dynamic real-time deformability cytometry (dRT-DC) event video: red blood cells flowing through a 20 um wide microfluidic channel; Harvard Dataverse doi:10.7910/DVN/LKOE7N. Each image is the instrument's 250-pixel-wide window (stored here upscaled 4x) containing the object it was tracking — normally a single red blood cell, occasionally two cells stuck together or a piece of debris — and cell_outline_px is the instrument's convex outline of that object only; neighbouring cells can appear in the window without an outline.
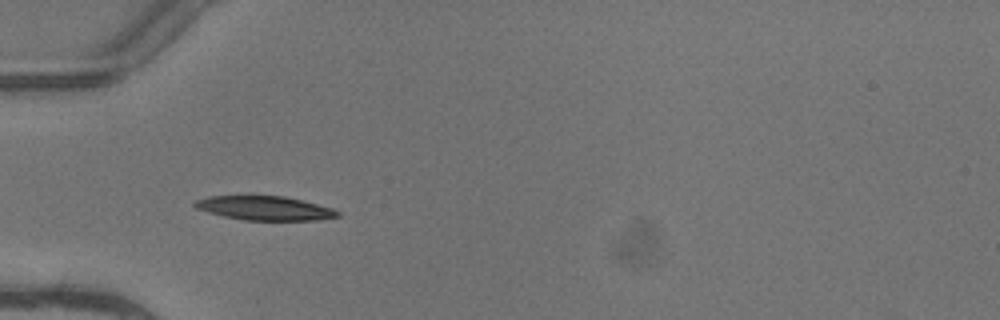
{"species": "common noctule bat (a hibernating species)", "species_latin": "Nyctalus noctula", "temperature_condition": "warm", "stored_images_in_passage": 4, "camera_frame_rate_fps": 3000, "um_per_image_px": 0.085, "animal": {"sex": "female"}, "frame": {"image": 1, "passage_image": 3, "time_ms": 0.667, "image_size_px": [1000, 320], "cell_outline_px": [[340, 216], [316, 220], [244, 220], [224, 216], [208, 212], [196, 208], [192, 204], [196, 200], [208, 196], [284, 196], [332, 208], [340, 212]], "centroid_in_image_um": [22.48, 17.69], "position_along_channel_um": 62.5, "area_um2": 19.83}}
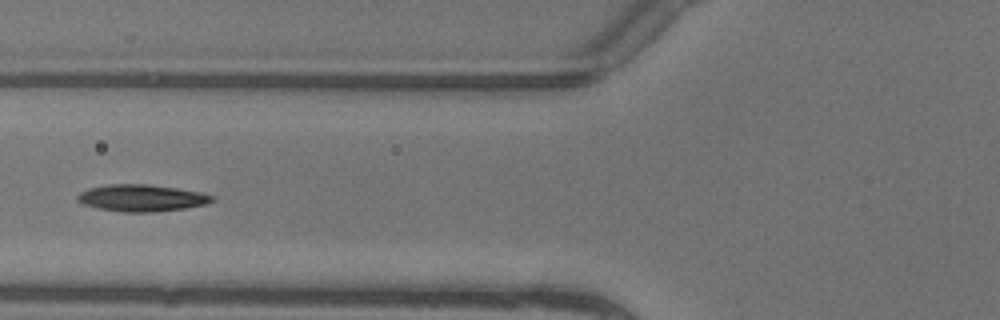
{"frame": {"image": 2, "passage_image": 4, "time_ms": 1.0, "image_size_px": [1000, 320], "cell_outline_px": [[212, 200], [204, 204], [184, 208], [156, 212], [124, 212], [100, 208], [84, 204], [76, 200], [76, 196], [80, 192], [88, 188], [108, 184], [148, 184], [176, 188], [200, 192], [212, 196]], "centroid_in_image_um": [11.98, 16.82], "position_along_channel_um": 113.8, "area_um2": 20.81}}